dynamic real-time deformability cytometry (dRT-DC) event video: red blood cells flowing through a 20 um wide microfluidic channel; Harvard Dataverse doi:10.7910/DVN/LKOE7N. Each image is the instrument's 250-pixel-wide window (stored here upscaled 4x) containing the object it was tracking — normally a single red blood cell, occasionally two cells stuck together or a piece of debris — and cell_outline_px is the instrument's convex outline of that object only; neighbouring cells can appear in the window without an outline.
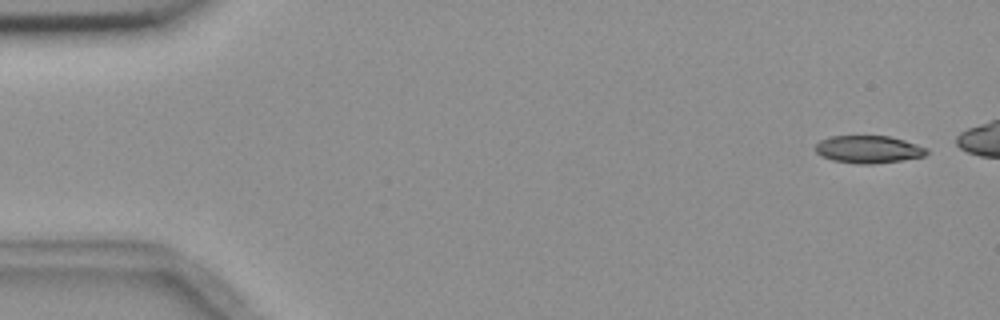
{"species": "common noctule bat (a hibernating species)", "species_latin": "Nyctalus noctula", "temperature_condition": "room temperature", "stored_images_in_passage": 5, "camera_frame_rate_fps": 3000, "um_per_image_px": 0.085, "animal": {"sex": "female", "body_mass_g": 18.4}, "frame": {"image": 1, "passage_image": 1, "time_ms": 0.0, "image_size_px": [1000, 320], "cell_outline_px": [[928, 152], [924, 156], [900, 160], [872, 164], [860, 164], [832, 160], [820, 156], [816, 152], [816, 144], [820, 140], [828, 136], [888, 136], [904, 140], [928, 148]], "centroid_in_image_um": [73.79, 12.69], "position_along_channel_um": 11.2, "area_um2": 17.8}}